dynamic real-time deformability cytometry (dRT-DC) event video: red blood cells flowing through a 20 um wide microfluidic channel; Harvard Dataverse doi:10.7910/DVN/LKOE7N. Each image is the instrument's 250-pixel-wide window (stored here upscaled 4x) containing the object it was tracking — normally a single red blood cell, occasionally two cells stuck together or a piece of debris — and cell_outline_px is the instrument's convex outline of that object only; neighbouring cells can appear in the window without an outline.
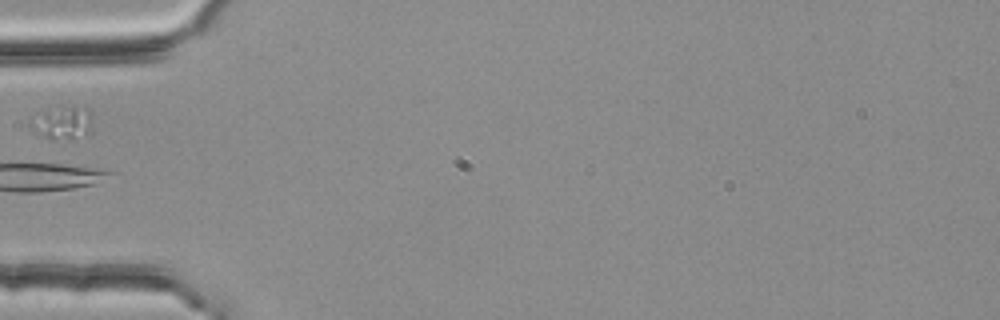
{"species": "common noctule bat (a hibernating species)", "species_latin": "Nyctalus noctula", "temperature_condition": "room temperature", "stored_images_in_passage": 28, "camera_frame_rate_fps": 3000, "um_per_image_px": 0.085, "animal": {"sex": "female", "body_mass_g": 25.1}, "frame": {"image": 1, "passage_image": 1, "time_ms": 0.0, "image_size_px": [1000, 320], "cell_outline_px": [[92, 124], [88, 132], [72, 136], [52, 140], [36, 132], [28, 124], [28, 116], [44, 108], [56, 104], [72, 104], [88, 108], [92, 120]], "centroid_in_image_um": [5.19, 10.29], "position_along_channel_um": 79.8, "area_um2": 12.54}}